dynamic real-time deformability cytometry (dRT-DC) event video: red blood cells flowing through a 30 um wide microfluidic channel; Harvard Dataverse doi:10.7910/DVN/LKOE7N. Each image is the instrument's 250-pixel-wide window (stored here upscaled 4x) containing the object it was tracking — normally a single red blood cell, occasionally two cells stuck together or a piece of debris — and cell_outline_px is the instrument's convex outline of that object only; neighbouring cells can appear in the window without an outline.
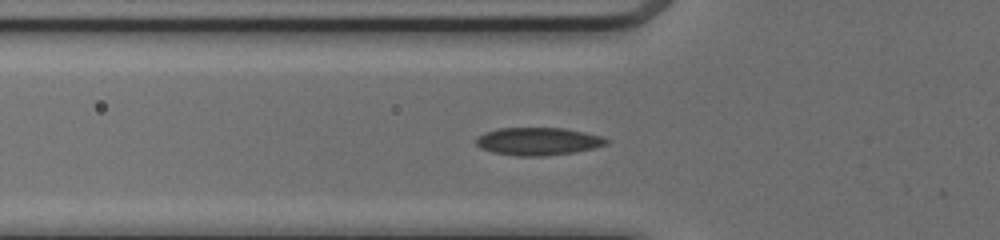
{"species": "common noctule bat (a hibernating species)", "species_latin": "Nyctalus noctula", "temperature_condition": "cold", "stored_images_in_passage": 34, "camera_frame_rate_fps": 3000, "um_per_image_px": 0.085, "animal": {"sex": "female", "body_mass_g": 17.0, "forearm_length_mm": 48.0}, "frame": {"image": 1, "passage_image": 2, "time_ms": 0.333, "image_size_px": [1000, 240], "cell_outline_px": [[608, 144], [592, 148], [572, 152], [544, 156], [520, 156], [492, 152], [480, 148], [476, 144], [476, 136], [484, 132], [500, 128], [564, 128], [604, 136], [608, 140]], "centroid_in_image_um": [45.71, 12.01], "position_along_channel_um": 80.1, "area_um2": 21.04}}
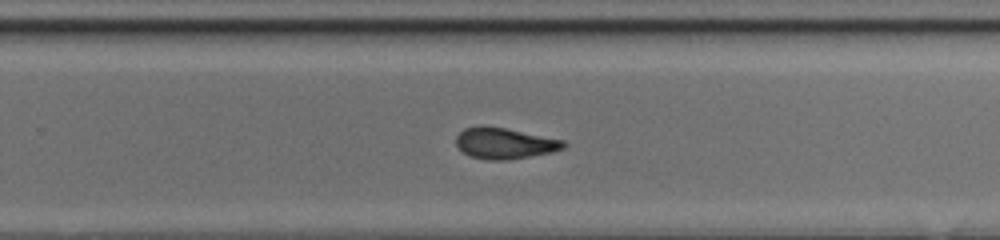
{"frame": {"image": 2, "passage_image": 17, "time_ms": 5.333, "image_size_px": [1000, 240], "cell_outline_px": [[568, 144], [564, 148], [552, 152], [508, 160], [488, 160], [472, 156], [464, 152], [456, 144], [456, 136], [464, 128], [480, 124], [484, 124], [564, 140]], "centroid_in_image_um": [42.88, 12.16], "position_along_channel_um": 286.9, "area_um2": 19.48}}
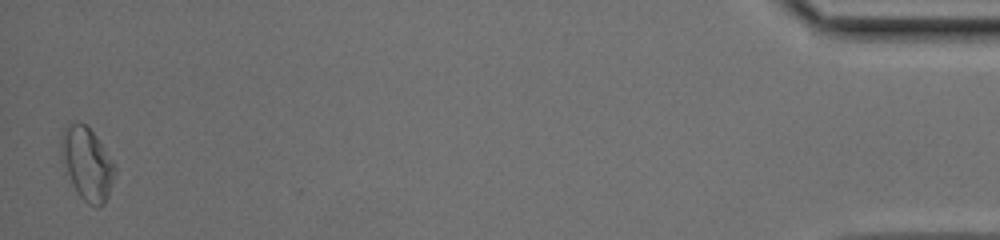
{"frame": {"image": 3, "passage_image": 34, "time_ms": 11.0, "image_size_px": [1000, 240], "cell_outline_px": [[116, 168], [108, 196], [104, 204], [100, 208], [96, 208], [88, 204], [80, 196], [72, 184], [60, 156], [60, 136], [64, 128], [68, 124], [76, 120], [80, 120], [96, 136], [116, 164]], "centroid_in_image_um": [7.39, 13.89], "position_along_channel_um": 427.8, "area_um2": 23.0}, "authors_computed_cell_mechanics": {"area_um2": 20.0566, "velocity_mm_per_s": 4.1355, "shape_relaxation_time_tau1_ms": 8.0131, "shape_relaxation_time_tau2_ms": 3.4022, "deformation_change_tau1": 0.1661, "deformation_change_tau2": 0.089}}